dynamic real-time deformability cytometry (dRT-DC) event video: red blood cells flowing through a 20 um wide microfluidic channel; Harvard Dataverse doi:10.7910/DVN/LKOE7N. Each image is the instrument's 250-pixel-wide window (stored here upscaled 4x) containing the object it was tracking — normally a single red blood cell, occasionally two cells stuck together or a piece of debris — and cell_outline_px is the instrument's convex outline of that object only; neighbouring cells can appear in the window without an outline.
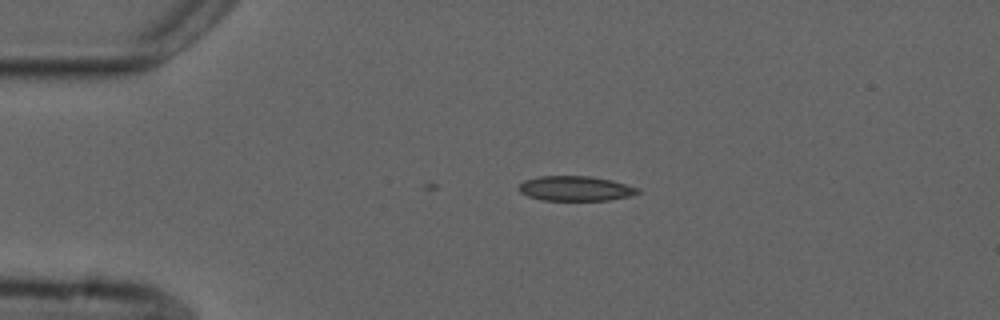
{"species": "common noctule bat (a hibernating species)", "species_latin": "Nyctalus noctula", "temperature_condition": "cold", "stored_images_in_passage": 3, "camera_frame_rate_fps": 3000, "um_per_image_px": 0.085, "animal": {"sex": "male", "forearm_length_mm": 52.5}, "frame": {"image": 1, "passage_image": 1, "time_ms": 0.0, "image_size_px": [1000, 320], "cell_outline_px": [[640, 192], [628, 196], [608, 200], [540, 200], [528, 196], [520, 192], [516, 188], [524, 180], [540, 176], [592, 176], [612, 180], [640, 188]], "centroid_in_image_um": [48.89, 16.01], "position_along_channel_um": 36.1, "area_um2": 17.28}}
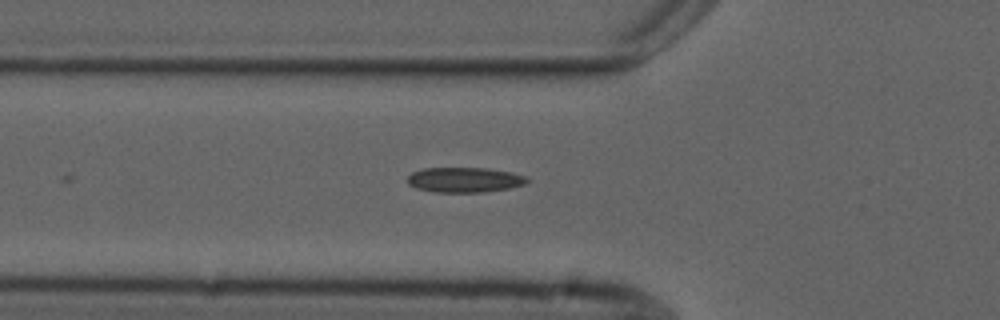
{"frame": {"image": 2, "passage_image": 3, "time_ms": 2.333, "image_size_px": [1000, 320], "cell_outline_px": [[528, 180], [524, 184], [508, 188], [484, 192], [436, 192], [416, 188], [408, 184], [408, 176], [412, 172], [424, 168], [488, 168], [512, 172], [524, 176]], "centroid_in_image_um": [39.46, 15.28], "position_along_channel_um": 86.3, "area_um2": 17.34}}